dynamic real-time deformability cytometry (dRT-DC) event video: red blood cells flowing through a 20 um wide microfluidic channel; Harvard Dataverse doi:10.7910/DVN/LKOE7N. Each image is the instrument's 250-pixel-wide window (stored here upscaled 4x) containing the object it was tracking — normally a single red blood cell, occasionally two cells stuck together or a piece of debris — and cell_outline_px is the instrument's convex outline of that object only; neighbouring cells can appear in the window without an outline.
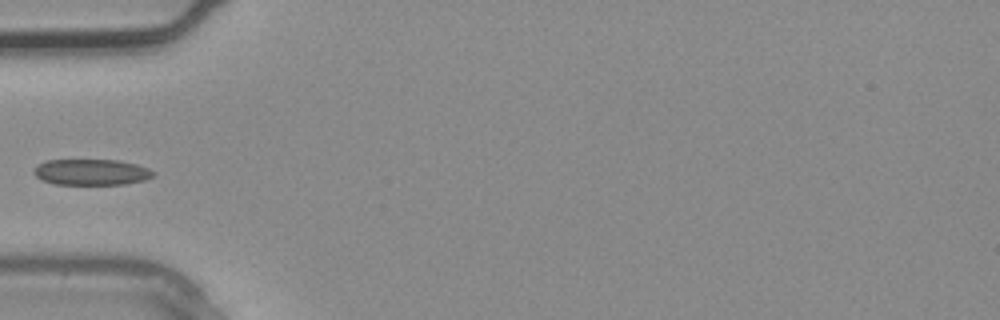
{"species": "common noctule bat (a hibernating species)", "species_latin": "Nyctalus noctula", "temperature_condition": "warm", "stored_images_in_passage": 3, "camera_frame_rate_fps": 3000, "um_per_image_px": 0.085, "animal": {"sex": "male", "body_mass_g": 20.4}, "frame": {"image": 1, "passage_image": 3, "time_ms": 0.667, "image_size_px": [1000, 320], "cell_outline_px": [[156, 176], [144, 180], [124, 184], [52, 184], [36, 176], [32, 172], [40, 164], [48, 160], [120, 160], [136, 164], [148, 168], [156, 172]], "centroid_in_image_um": [7.83, 14.63], "position_along_channel_um": 77.2, "area_um2": 18.03}}